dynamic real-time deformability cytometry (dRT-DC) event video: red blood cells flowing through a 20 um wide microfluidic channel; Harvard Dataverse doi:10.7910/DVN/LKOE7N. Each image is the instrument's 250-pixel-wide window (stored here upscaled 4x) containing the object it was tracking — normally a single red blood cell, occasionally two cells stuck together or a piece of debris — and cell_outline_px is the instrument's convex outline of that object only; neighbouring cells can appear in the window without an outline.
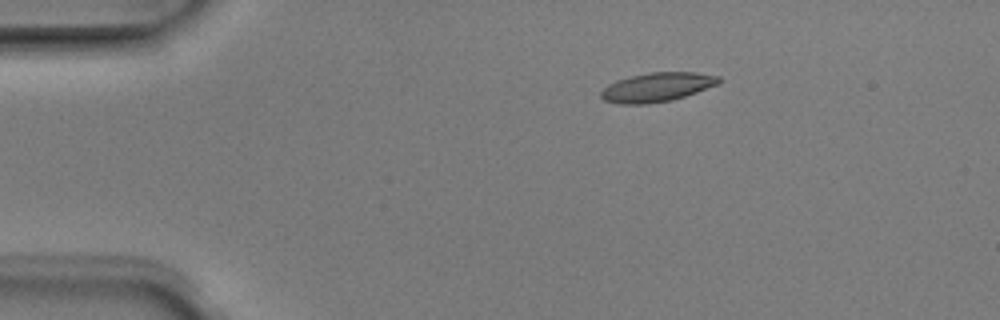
{"species": "Egyptian fruit bat (a non-hibernating species)", "species_latin": "Rousettus aegyptiacus", "temperature_condition": "room temperature", "stored_images_in_passage": 6, "camera_frame_rate_fps": 3000, "um_per_image_px": 0.085, "animal": {"sex": "male"}, "frame": {"image": 1, "passage_image": 3, "time_ms": 0.667, "image_size_px": [1000, 320], "cell_outline_px": [[720, 84], [672, 100], [648, 104], [616, 104], [604, 100], [600, 96], [600, 92], [608, 84], [616, 80], [648, 72], [696, 72], [720, 76]], "centroid_in_image_um": [55.84, 7.41], "position_along_channel_um": 29.2, "area_um2": 20.11}}
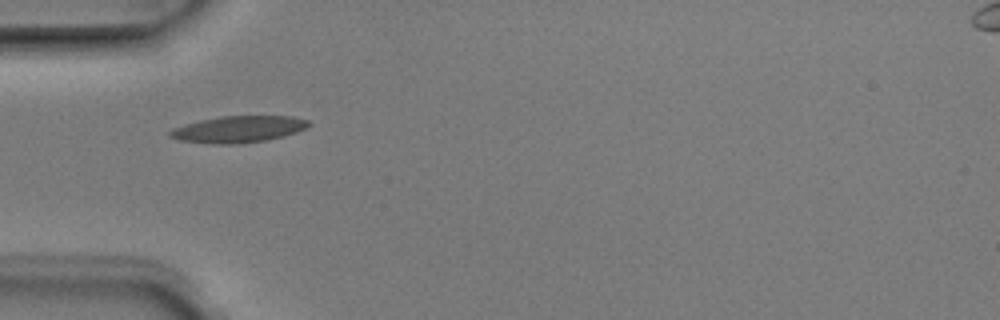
{"frame": {"image": 2, "passage_image": 5, "time_ms": 1.333, "image_size_px": [1000, 320], "cell_outline_px": [[312, 124], [296, 132], [264, 140], [232, 144], [216, 144], [180, 140], [168, 136], [168, 132], [172, 128], [184, 124], [200, 120], [220, 116], [292, 116], [308, 120]], "centroid_in_image_um": [20.22, 10.97], "position_along_channel_um": 64.8, "area_um2": 21.27}}
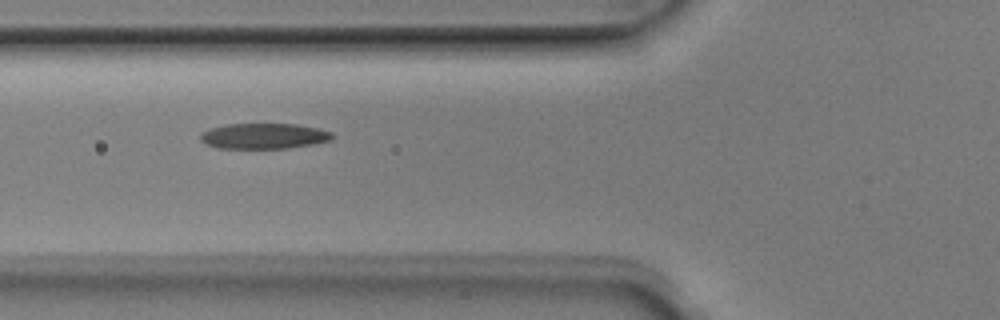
{"frame": {"image": 3, "passage_image": 6, "time_ms": 1.667, "image_size_px": [1000, 320], "cell_outline_px": [[332, 140], [312, 144], [288, 148], [220, 148], [204, 144], [200, 140], [200, 132], [212, 128], [228, 124], [296, 124], [320, 128], [332, 132]], "centroid_in_image_um": [22.42, 11.56], "position_along_channel_um": 103.4, "area_um2": 19.65}}